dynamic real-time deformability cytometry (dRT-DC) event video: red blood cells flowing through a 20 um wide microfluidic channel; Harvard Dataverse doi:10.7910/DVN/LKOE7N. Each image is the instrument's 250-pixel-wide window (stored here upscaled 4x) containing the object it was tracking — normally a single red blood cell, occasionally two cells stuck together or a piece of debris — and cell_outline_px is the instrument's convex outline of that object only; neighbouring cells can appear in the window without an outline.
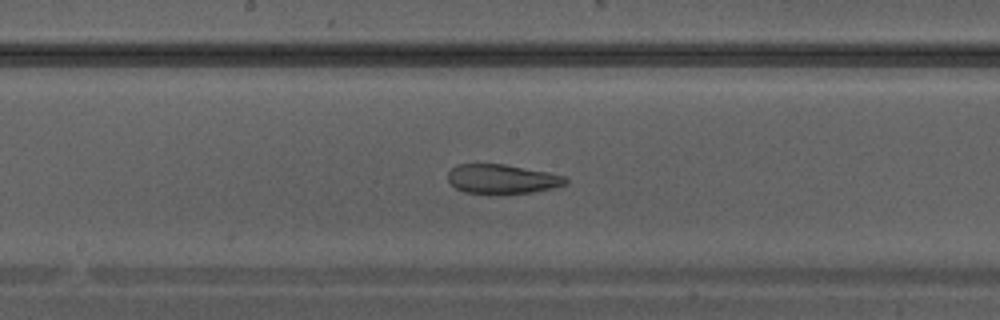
{"species": "Egyptian fruit bat (a non-hibernating species)", "species_latin": "Rousettus aegyptiacus", "temperature_condition": "warm", "stored_images_in_passage": 26, "camera_frame_rate_fps": 3000, "um_per_image_px": 0.085, "animal": {"sex": "male"}, "frame": {"image": 1, "passage_image": 8, "time_ms": 2.333, "image_size_px": [1000, 320], "cell_outline_px": [[568, 184], [552, 188], [532, 192], [500, 196], [492, 196], [464, 192], [456, 188], [448, 180], [448, 172], [456, 164], [504, 164], [548, 172], [564, 176], [568, 180]], "centroid_in_image_um": [42.66, 15.25], "position_along_channel_um": 205.5, "area_um2": 20.75}}
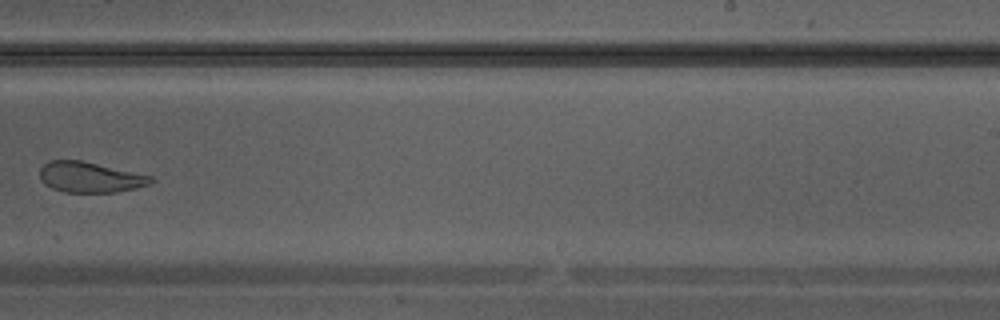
{"frame": {"image": 2, "passage_image": 12, "time_ms": 3.667, "image_size_px": [1000, 320], "cell_outline_px": [[156, 180], [152, 184], [136, 188], [116, 192], [64, 192], [52, 188], [44, 184], [40, 180], [40, 168], [44, 164], [52, 160], [84, 160], [152, 176]], "centroid_in_image_um": [7.68, 15.06], "position_along_channel_um": 281.3, "area_um2": 20.0}}
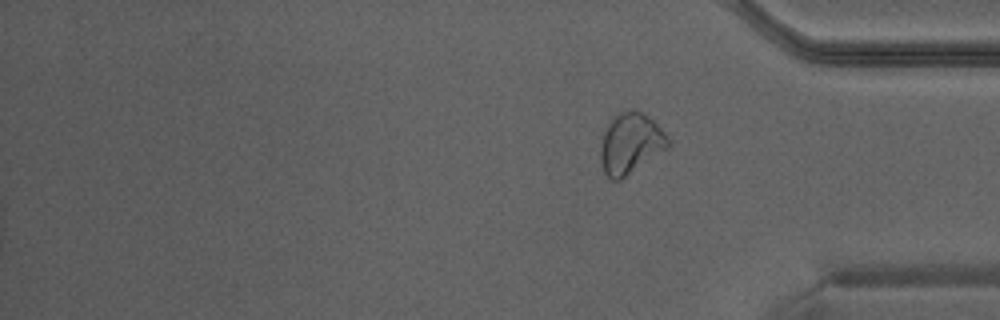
{"frame": {"image": 3, "passage_image": 26, "time_ms": 8.333, "image_size_px": [1000, 320], "cell_outline_px": [[668, 148], [620, 180], [612, 180], [604, 172], [600, 160], [600, 148], [604, 128], [612, 116], [620, 112], [632, 108], [648, 116], [668, 136]], "centroid_in_image_um": [53.56, 12.17], "position_along_channel_um": 381.6, "area_um2": 23.93}}